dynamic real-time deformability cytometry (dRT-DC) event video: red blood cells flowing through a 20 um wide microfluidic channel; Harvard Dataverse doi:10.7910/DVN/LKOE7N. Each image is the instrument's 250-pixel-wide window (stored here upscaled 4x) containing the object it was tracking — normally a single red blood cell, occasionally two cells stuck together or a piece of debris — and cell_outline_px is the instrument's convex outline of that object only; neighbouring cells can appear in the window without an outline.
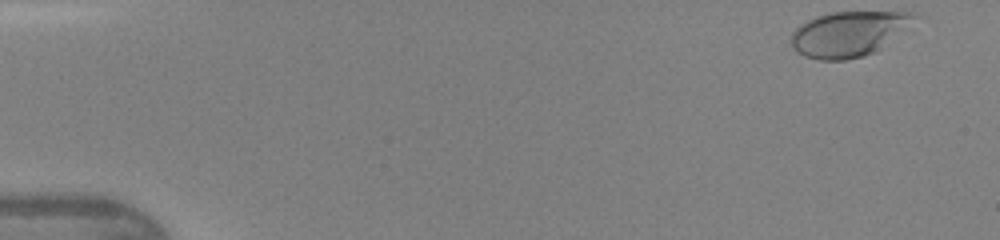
{"species": "human", "species_latin": "Homo sapiens", "temperature_condition": "warm", "stored_images_in_passage": 45, "camera_frame_rate_fps": 3000, "um_per_image_px": 0.085, "donor": {"sex": "female"}, "frame": {"image": 1, "passage_image": 1, "time_ms": 0.0, "image_size_px": [1000, 240], "cell_outline_px": [[924, 16], [876, 52], [864, 56], [844, 60], [820, 60], [804, 56], [796, 52], [792, 48], [792, 32], [800, 24], [816, 16], [832, 12], [916, 12]], "centroid_in_image_um": [72.21, 2.87], "position_along_channel_um": 12.8, "area_um2": 32.89}}
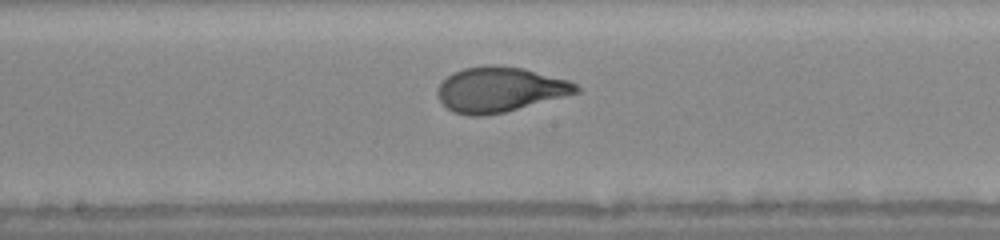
{"frame": {"image": 2, "passage_image": 24, "time_ms": 7.667, "image_size_px": [1000, 240], "cell_outline_px": [[580, 92], [568, 96], [504, 112], [484, 116], [472, 116], [452, 112], [440, 100], [436, 92], [440, 84], [452, 72], [464, 68], [484, 64], [496, 64], [524, 68], [568, 80], [576, 84], [580, 88]], "centroid_in_image_um": [42.5, 7.6], "position_along_channel_um": 205.7, "area_um2": 36.65}}
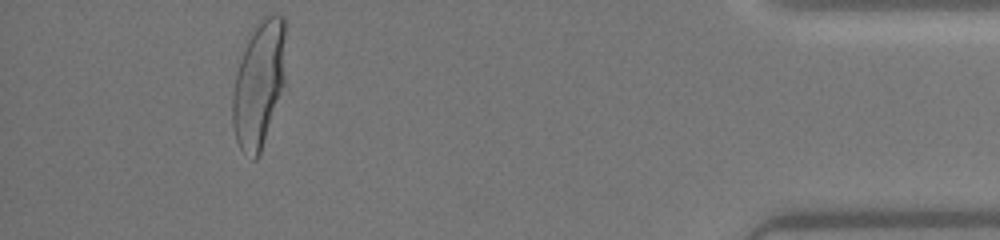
{"frame": {"image": 3, "passage_image": 42, "time_ms": 13.667, "image_size_px": [1000, 240], "cell_outline_px": [[284, 84], [260, 152], [256, 160], [252, 160], [240, 148], [236, 140], [232, 124], [232, 96], [236, 72], [248, 32], [264, 16], [272, 12], [284, 16]], "centroid_in_image_um": [21.97, 7.09], "position_along_channel_um": 413.2, "area_um2": 39.19}, "authors_computed_cell_mechanics": {"area_um2": 35.7204, "velocity_mm_per_s": 4.3213, "shape_relaxation_time_tau1_ms": 5.3289, "shape_relaxation_time_tau2_ms": null, "deformation_change_tau1": 0.2186, "deformation_change_tau2": null}}